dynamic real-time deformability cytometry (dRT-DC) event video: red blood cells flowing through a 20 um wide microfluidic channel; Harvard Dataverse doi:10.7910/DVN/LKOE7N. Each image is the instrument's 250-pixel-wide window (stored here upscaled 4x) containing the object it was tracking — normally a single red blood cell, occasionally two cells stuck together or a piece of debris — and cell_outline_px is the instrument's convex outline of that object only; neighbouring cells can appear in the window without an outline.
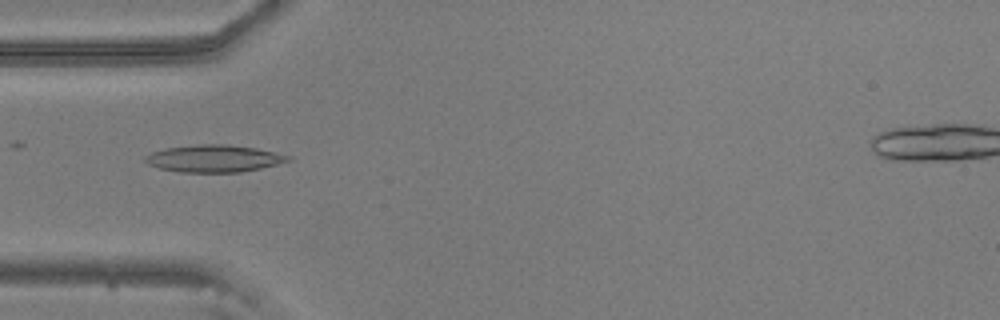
{"species": "common noctule bat (a hibernating species)", "species_latin": "Nyctalus noctula", "temperature_condition": "warm", "stored_images_in_passage": 53, "camera_frame_rate_fps": 3000, "um_per_image_px": 0.085, "animal": {"sex": "male", "body_mass_g": 20.5, "forearm_length_mm": 52.5}, "frame": {"image": 1, "passage_image": 13, "time_ms": 4.0, "image_size_px": [1000, 320], "cell_outline_px": [[292, 160], [260, 168], [240, 172], [180, 172], [160, 168], [148, 164], [144, 160], [144, 156], [152, 152], [168, 148], [200, 144], [228, 144], [256, 148], [292, 156]], "centroid_in_image_um": [18.2, 13.47], "position_along_channel_um": 66.8, "area_um2": 22.48}}
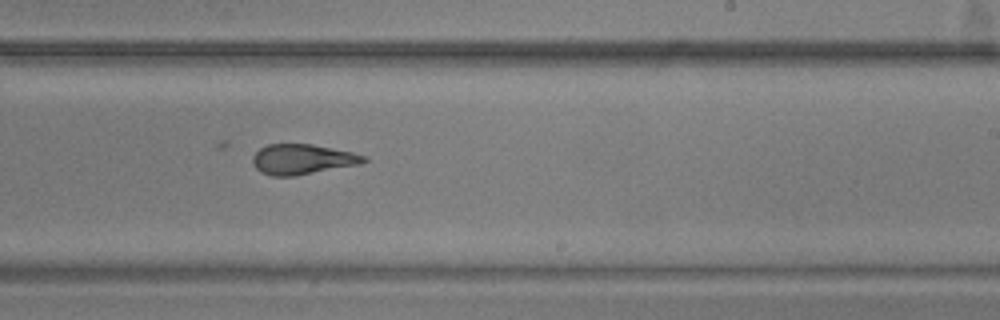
{"frame": {"image": 2, "passage_image": 29, "time_ms": 9.333, "image_size_px": [1000, 320], "cell_outline_px": [[368, 160], [360, 164], [296, 176], [272, 176], [260, 172], [252, 164], [252, 156], [260, 148], [268, 144], [312, 144], [352, 152], [368, 156]], "centroid_in_image_um": [25.7, 13.54], "position_along_channel_um": 263.3, "area_um2": 19.71}}
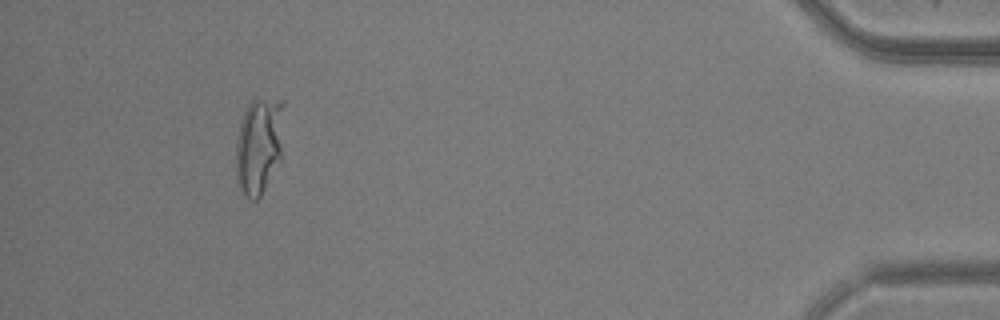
{"frame": {"image": 3, "passage_image": 47, "time_ms": 15.333, "image_size_px": [1000, 320], "cell_outline_px": [[284, 104], [280, 160], [260, 196], [256, 200], [252, 200], [244, 196], [236, 180], [236, 136], [240, 120], [248, 104], [252, 100], [284, 100]], "centroid_in_image_um": [21.98, 12.37], "position_along_channel_um": 413.2, "area_um2": 27.11}, "authors_computed_cell_mechanics": {"area_um2": 21.4438, "velocity_mm_per_s": 3.6556, "shape_relaxation_time_tau1_ms": null, "shape_relaxation_time_tau2_ms": 3.0853, "deformation_change_tau1": null, "deformation_change_tau2": 0.1431}}